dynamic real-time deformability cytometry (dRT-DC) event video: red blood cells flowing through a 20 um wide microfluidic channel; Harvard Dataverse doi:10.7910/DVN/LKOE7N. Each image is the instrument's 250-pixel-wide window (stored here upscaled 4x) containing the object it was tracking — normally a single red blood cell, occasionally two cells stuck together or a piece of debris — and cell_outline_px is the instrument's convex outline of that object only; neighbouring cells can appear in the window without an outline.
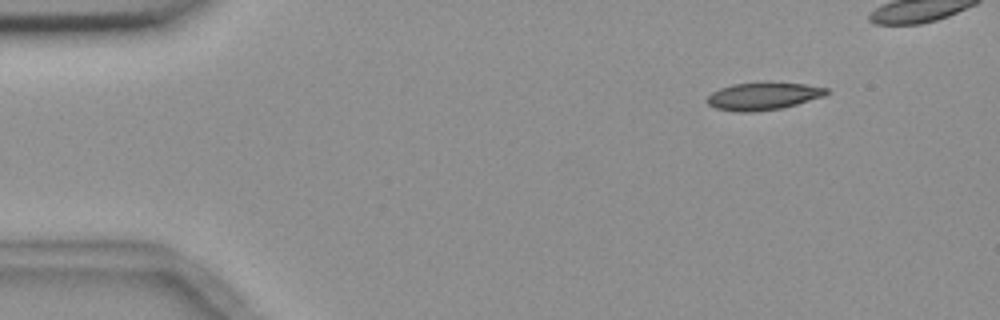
{"species": "common noctule bat (a hibernating species)", "species_latin": "Nyctalus noctula", "temperature_condition": "room temperature", "stored_images_in_passage": 5, "camera_frame_rate_fps": 3000, "um_per_image_px": 0.085, "animal": {"sex": "female", "body_mass_g": 18.4}, "frame": {"image": 1, "passage_image": 2, "time_ms": 1.0, "image_size_px": [1000, 320], "cell_outline_px": [[832, 92], [824, 96], [796, 104], [780, 108], [756, 112], [736, 112], [716, 108], [708, 104], [708, 96], [712, 92], [720, 88], [732, 84], [764, 80], [804, 84], [828, 88]], "centroid_in_image_um": [64.9, 8.14], "position_along_channel_um": 20.1, "area_um2": 19.65}}